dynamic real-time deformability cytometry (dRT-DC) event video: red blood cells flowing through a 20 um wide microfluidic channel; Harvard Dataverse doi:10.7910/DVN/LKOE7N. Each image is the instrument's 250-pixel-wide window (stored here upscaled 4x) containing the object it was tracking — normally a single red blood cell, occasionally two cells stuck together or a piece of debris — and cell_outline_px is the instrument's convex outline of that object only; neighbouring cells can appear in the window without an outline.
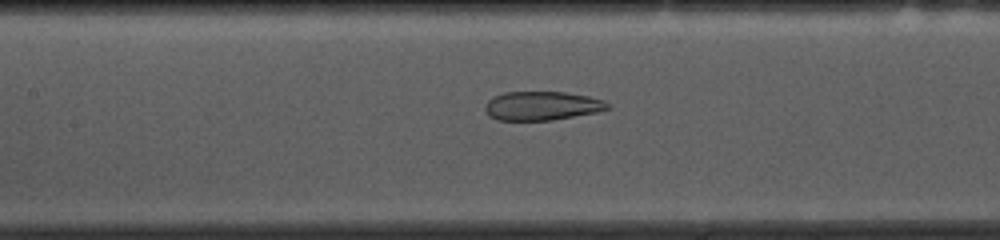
{"species": "common noctule bat (a hibernating species)", "species_latin": "Nyctalus noctula", "temperature_condition": "cold", "stored_images_in_passage": 40, "camera_frame_rate_fps": 3000, "um_per_image_px": 0.085, "animal": {"sex": "female", "body_mass_g": 10.0, "forearm_length_mm": 53.1}, "frame": {"image": 1, "passage_image": 9, "time_ms": 2.667, "image_size_px": [1000, 240], "cell_outline_px": [[608, 108], [596, 112], [552, 120], [496, 120], [488, 116], [484, 108], [484, 104], [492, 96], [504, 92], [564, 92], [588, 96], [604, 100], [608, 104]], "centroid_in_image_um": [45.99, 8.99], "position_along_channel_um": 161.4, "area_um2": 20.63}}
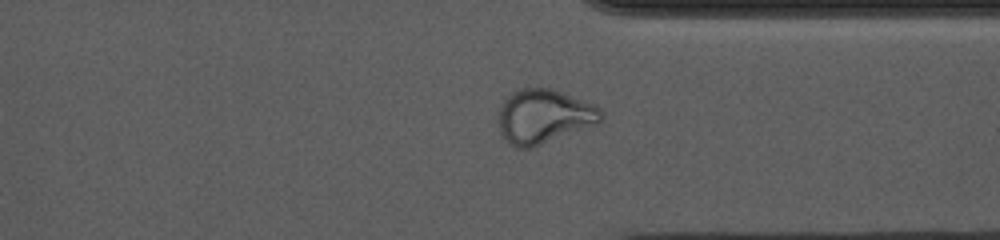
{"frame": {"image": 2, "passage_image": 26, "time_ms": 8.333, "image_size_px": [1000, 240], "cell_outline_px": [[604, 116], [600, 124], [532, 148], [516, 148], [508, 144], [504, 140], [500, 132], [496, 120], [500, 108], [504, 100], [512, 92], [520, 88], [552, 88], [592, 104], [600, 108]], "centroid_in_image_um": [46.22, 9.92], "position_along_channel_um": 365.2, "area_um2": 33.0}}
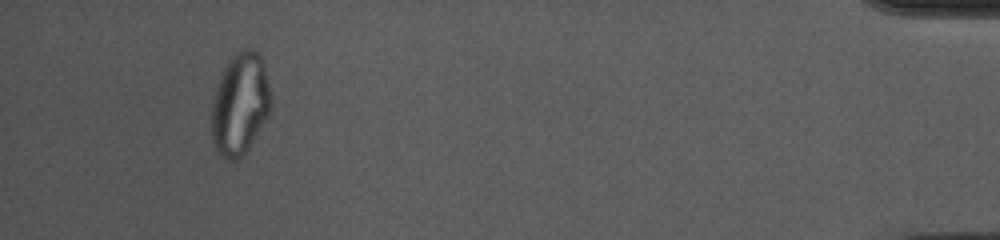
{"frame": {"image": 3, "passage_image": 36, "time_ms": 11.667, "image_size_px": [1000, 240], "cell_outline_px": [[272, 104], [268, 116], [252, 144], [244, 156], [236, 160], [228, 160], [216, 148], [212, 140], [212, 104], [220, 72], [228, 60], [244, 44], [252, 48], [260, 56], [264, 64]], "centroid_in_image_um": [20.41, 8.8], "position_along_channel_um": 414.8, "area_um2": 35.6}, "authors_computed_cell_mechanics": {"area_um2": 24.7673, "velocity_mm_per_s": 3.6272, "shape_relaxation_time_tau1_ms": null, "shape_relaxation_time_tau2_ms": 1.4931, "deformation_change_tau1": null, "deformation_change_tau2": 0.0785}}